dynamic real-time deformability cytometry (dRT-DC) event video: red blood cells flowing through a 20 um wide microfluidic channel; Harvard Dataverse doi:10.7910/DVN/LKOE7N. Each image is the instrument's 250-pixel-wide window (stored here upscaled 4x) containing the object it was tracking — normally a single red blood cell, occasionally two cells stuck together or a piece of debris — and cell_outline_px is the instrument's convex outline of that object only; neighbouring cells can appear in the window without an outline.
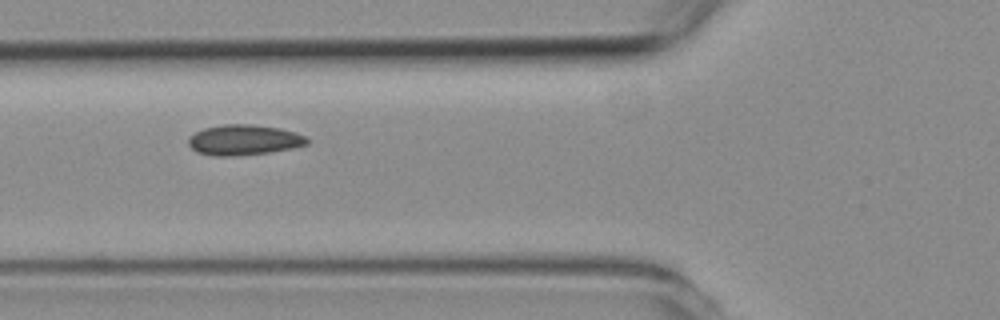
{"species": "common noctule bat (a hibernating species)", "species_latin": "Nyctalus noctula", "temperature_condition": "room temperature", "stored_images_in_passage": 5, "camera_frame_rate_fps": 3000, "um_per_image_px": 0.085, "animal": {"sex": "female", "body_mass_g": 19.3, "forearm_length_mm": 54.1}, "frame": {"image": 1, "passage_image": 3, "time_ms": 2.333, "image_size_px": [1000, 320], "cell_outline_px": [[308, 144], [292, 148], [268, 152], [232, 156], [216, 156], [196, 152], [188, 144], [188, 136], [204, 128], [224, 124], [252, 124], [280, 128], [296, 132], [304, 136], [308, 140]], "centroid_in_image_um": [20.71, 11.89], "position_along_channel_um": 105.1, "area_um2": 20.98}}
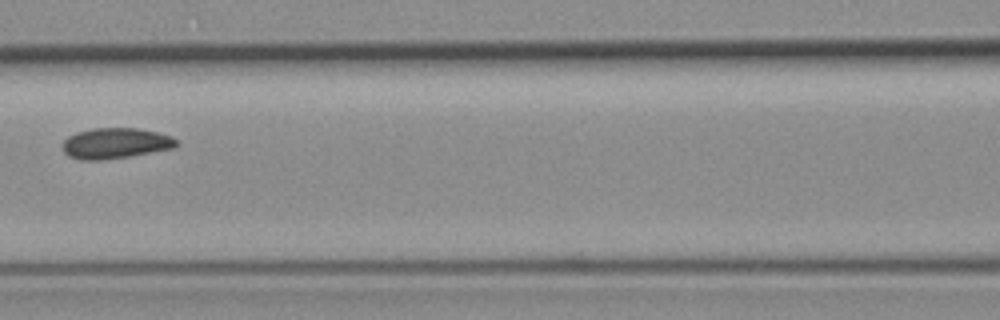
{"frame": {"image": 2, "passage_image": 4, "time_ms": 3.667, "image_size_px": [1000, 320], "cell_outline_px": [[176, 144], [172, 148], [128, 156], [100, 160], [80, 160], [68, 156], [64, 152], [64, 140], [68, 136], [76, 132], [92, 128], [140, 128], [160, 132], [172, 136], [176, 140]], "centroid_in_image_um": [9.79, 12.16], "position_along_channel_um": 156.8, "area_um2": 20.23}}
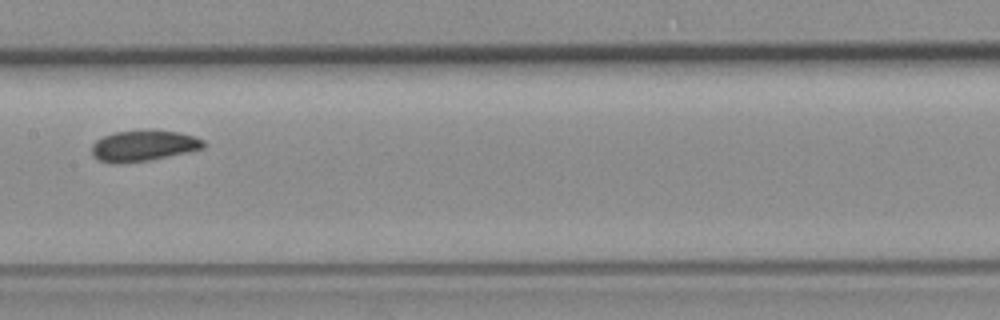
{"frame": {"image": 3, "passage_image": 5, "time_ms": 4.667, "image_size_px": [1000, 320], "cell_outline_px": [[204, 148], [148, 160], [116, 164], [100, 160], [92, 156], [92, 144], [96, 140], [112, 132], [180, 132], [196, 136], [204, 140]], "centroid_in_image_um": [12.17, 12.41], "position_along_channel_um": 195.2, "area_um2": 19.48}}